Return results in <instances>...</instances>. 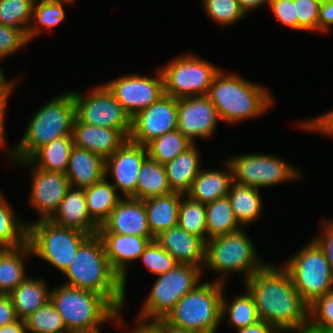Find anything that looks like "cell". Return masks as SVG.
<instances>
[{
	"instance_id": "6da1fadb",
	"label": "cell",
	"mask_w": 333,
	"mask_h": 333,
	"mask_svg": "<svg viewBox=\"0 0 333 333\" xmlns=\"http://www.w3.org/2000/svg\"><path fill=\"white\" fill-rule=\"evenodd\" d=\"M252 294L258 317L280 333H307L309 305L293 285L284 266L265 263L244 282Z\"/></svg>"
},
{
	"instance_id": "7a4b0ae2",
	"label": "cell",
	"mask_w": 333,
	"mask_h": 333,
	"mask_svg": "<svg viewBox=\"0 0 333 333\" xmlns=\"http://www.w3.org/2000/svg\"><path fill=\"white\" fill-rule=\"evenodd\" d=\"M63 284L103 295L117 310L123 309L126 294L122 279L112 269L102 239L90 236L79 248L66 271Z\"/></svg>"
},
{
	"instance_id": "3957f363",
	"label": "cell",
	"mask_w": 333,
	"mask_h": 333,
	"mask_svg": "<svg viewBox=\"0 0 333 333\" xmlns=\"http://www.w3.org/2000/svg\"><path fill=\"white\" fill-rule=\"evenodd\" d=\"M220 120L230 124L262 116L273 106V97L262 85L222 69L213 78L207 93Z\"/></svg>"
},
{
	"instance_id": "277c9868",
	"label": "cell",
	"mask_w": 333,
	"mask_h": 333,
	"mask_svg": "<svg viewBox=\"0 0 333 333\" xmlns=\"http://www.w3.org/2000/svg\"><path fill=\"white\" fill-rule=\"evenodd\" d=\"M37 110L17 145L7 151L12 162L28 160L39 148L52 140L72 136L76 117L72 92L57 95Z\"/></svg>"
},
{
	"instance_id": "5b68a950",
	"label": "cell",
	"mask_w": 333,
	"mask_h": 333,
	"mask_svg": "<svg viewBox=\"0 0 333 333\" xmlns=\"http://www.w3.org/2000/svg\"><path fill=\"white\" fill-rule=\"evenodd\" d=\"M50 301L61 315L69 333L100 330L99 325L107 321L122 327L121 309L117 310L98 293L62 284L51 289Z\"/></svg>"
},
{
	"instance_id": "8992f818",
	"label": "cell",
	"mask_w": 333,
	"mask_h": 333,
	"mask_svg": "<svg viewBox=\"0 0 333 333\" xmlns=\"http://www.w3.org/2000/svg\"><path fill=\"white\" fill-rule=\"evenodd\" d=\"M225 283L216 280L199 284L185 294L163 321L180 330L216 333L221 321V301Z\"/></svg>"
},
{
	"instance_id": "52a82bcc",
	"label": "cell",
	"mask_w": 333,
	"mask_h": 333,
	"mask_svg": "<svg viewBox=\"0 0 333 333\" xmlns=\"http://www.w3.org/2000/svg\"><path fill=\"white\" fill-rule=\"evenodd\" d=\"M265 263L257 256L245 227L236 232L210 238L205 242L203 271L208 268L212 272H219L220 277L216 280L218 282L226 284L227 276L231 272H241L245 282Z\"/></svg>"
},
{
	"instance_id": "ba28073f",
	"label": "cell",
	"mask_w": 333,
	"mask_h": 333,
	"mask_svg": "<svg viewBox=\"0 0 333 333\" xmlns=\"http://www.w3.org/2000/svg\"><path fill=\"white\" fill-rule=\"evenodd\" d=\"M90 237L81 231L63 227L50 219L27 222V242L32 254L64 273L78 251Z\"/></svg>"
},
{
	"instance_id": "9c48e42d",
	"label": "cell",
	"mask_w": 333,
	"mask_h": 333,
	"mask_svg": "<svg viewBox=\"0 0 333 333\" xmlns=\"http://www.w3.org/2000/svg\"><path fill=\"white\" fill-rule=\"evenodd\" d=\"M283 266L302 299L311 305L317 298L333 291V276L325 252L312 239L294 253Z\"/></svg>"
},
{
	"instance_id": "30bf717a",
	"label": "cell",
	"mask_w": 333,
	"mask_h": 333,
	"mask_svg": "<svg viewBox=\"0 0 333 333\" xmlns=\"http://www.w3.org/2000/svg\"><path fill=\"white\" fill-rule=\"evenodd\" d=\"M201 274V268L179 263L167 273L157 275L138 318L163 320L185 294L200 284Z\"/></svg>"
},
{
	"instance_id": "8fae6325",
	"label": "cell",
	"mask_w": 333,
	"mask_h": 333,
	"mask_svg": "<svg viewBox=\"0 0 333 333\" xmlns=\"http://www.w3.org/2000/svg\"><path fill=\"white\" fill-rule=\"evenodd\" d=\"M219 66L191 53L161 66L164 94L174 98L207 95Z\"/></svg>"
},
{
	"instance_id": "7c38bea8",
	"label": "cell",
	"mask_w": 333,
	"mask_h": 333,
	"mask_svg": "<svg viewBox=\"0 0 333 333\" xmlns=\"http://www.w3.org/2000/svg\"><path fill=\"white\" fill-rule=\"evenodd\" d=\"M232 167L235 183L258 189L299 180L300 170L286 160L267 154H243L227 159Z\"/></svg>"
},
{
	"instance_id": "4fadbf2b",
	"label": "cell",
	"mask_w": 333,
	"mask_h": 333,
	"mask_svg": "<svg viewBox=\"0 0 333 333\" xmlns=\"http://www.w3.org/2000/svg\"><path fill=\"white\" fill-rule=\"evenodd\" d=\"M87 95L71 91L75 102V116L80 122L122 131H131V117L104 85L92 87Z\"/></svg>"
},
{
	"instance_id": "5bb4252c",
	"label": "cell",
	"mask_w": 333,
	"mask_h": 333,
	"mask_svg": "<svg viewBox=\"0 0 333 333\" xmlns=\"http://www.w3.org/2000/svg\"><path fill=\"white\" fill-rule=\"evenodd\" d=\"M133 118L164 94V78L160 67L156 77L125 74L104 84Z\"/></svg>"
},
{
	"instance_id": "9a60e30c",
	"label": "cell",
	"mask_w": 333,
	"mask_h": 333,
	"mask_svg": "<svg viewBox=\"0 0 333 333\" xmlns=\"http://www.w3.org/2000/svg\"><path fill=\"white\" fill-rule=\"evenodd\" d=\"M177 124V98L163 94L157 101L131 118L128 140L145 146L151 140L177 130Z\"/></svg>"
},
{
	"instance_id": "2e32d148",
	"label": "cell",
	"mask_w": 333,
	"mask_h": 333,
	"mask_svg": "<svg viewBox=\"0 0 333 333\" xmlns=\"http://www.w3.org/2000/svg\"><path fill=\"white\" fill-rule=\"evenodd\" d=\"M177 130L194 144L195 138L209 139L215 132L218 112L207 95L177 99Z\"/></svg>"
},
{
	"instance_id": "e0dca14e",
	"label": "cell",
	"mask_w": 333,
	"mask_h": 333,
	"mask_svg": "<svg viewBox=\"0 0 333 333\" xmlns=\"http://www.w3.org/2000/svg\"><path fill=\"white\" fill-rule=\"evenodd\" d=\"M17 163L27 168L31 166L32 188L29 203L40 215V220L50 219L70 187L67 175L35 167L29 160Z\"/></svg>"
},
{
	"instance_id": "ac0fdd59",
	"label": "cell",
	"mask_w": 333,
	"mask_h": 333,
	"mask_svg": "<svg viewBox=\"0 0 333 333\" xmlns=\"http://www.w3.org/2000/svg\"><path fill=\"white\" fill-rule=\"evenodd\" d=\"M148 157L146 146L127 140L117 151L105 160V175H111L116 190L123 198L136 199L137 178L141 165Z\"/></svg>"
},
{
	"instance_id": "d6986e66",
	"label": "cell",
	"mask_w": 333,
	"mask_h": 333,
	"mask_svg": "<svg viewBox=\"0 0 333 333\" xmlns=\"http://www.w3.org/2000/svg\"><path fill=\"white\" fill-rule=\"evenodd\" d=\"M98 233L153 237L144 201L130 197L122 198L108 219L98 228Z\"/></svg>"
},
{
	"instance_id": "ffe728a7",
	"label": "cell",
	"mask_w": 333,
	"mask_h": 333,
	"mask_svg": "<svg viewBox=\"0 0 333 333\" xmlns=\"http://www.w3.org/2000/svg\"><path fill=\"white\" fill-rule=\"evenodd\" d=\"M97 235L102 239L105 253L112 269L122 279V287L126 294L127 270H129L127 267L133 261L139 260L144 248L155 238L120 235L117 233H97Z\"/></svg>"
},
{
	"instance_id": "44dd1931",
	"label": "cell",
	"mask_w": 333,
	"mask_h": 333,
	"mask_svg": "<svg viewBox=\"0 0 333 333\" xmlns=\"http://www.w3.org/2000/svg\"><path fill=\"white\" fill-rule=\"evenodd\" d=\"M72 136L75 146L89 150L105 160L128 140L120 130L89 125L80 122L76 117Z\"/></svg>"
},
{
	"instance_id": "7402d4cb",
	"label": "cell",
	"mask_w": 333,
	"mask_h": 333,
	"mask_svg": "<svg viewBox=\"0 0 333 333\" xmlns=\"http://www.w3.org/2000/svg\"><path fill=\"white\" fill-rule=\"evenodd\" d=\"M155 241L178 263L190 264L203 269L205 242L198 236L187 233L179 226L161 232Z\"/></svg>"
},
{
	"instance_id": "603a6c76",
	"label": "cell",
	"mask_w": 333,
	"mask_h": 333,
	"mask_svg": "<svg viewBox=\"0 0 333 333\" xmlns=\"http://www.w3.org/2000/svg\"><path fill=\"white\" fill-rule=\"evenodd\" d=\"M50 220L57 225L75 229L90 236L98 233L99 226L88 214L84 188L75 189L70 186Z\"/></svg>"
},
{
	"instance_id": "cb8c5ba5",
	"label": "cell",
	"mask_w": 333,
	"mask_h": 333,
	"mask_svg": "<svg viewBox=\"0 0 333 333\" xmlns=\"http://www.w3.org/2000/svg\"><path fill=\"white\" fill-rule=\"evenodd\" d=\"M65 174L71 187L85 189L106 177L105 159L89 150L74 145Z\"/></svg>"
},
{
	"instance_id": "d4e9b609",
	"label": "cell",
	"mask_w": 333,
	"mask_h": 333,
	"mask_svg": "<svg viewBox=\"0 0 333 333\" xmlns=\"http://www.w3.org/2000/svg\"><path fill=\"white\" fill-rule=\"evenodd\" d=\"M226 161V170L201 169L186 195L202 204L226 197L233 182L232 167L227 159Z\"/></svg>"
},
{
	"instance_id": "484cf974",
	"label": "cell",
	"mask_w": 333,
	"mask_h": 333,
	"mask_svg": "<svg viewBox=\"0 0 333 333\" xmlns=\"http://www.w3.org/2000/svg\"><path fill=\"white\" fill-rule=\"evenodd\" d=\"M198 150L194 143L164 165L172 192L186 195L190 191L194 179L202 169Z\"/></svg>"
},
{
	"instance_id": "4316f807",
	"label": "cell",
	"mask_w": 333,
	"mask_h": 333,
	"mask_svg": "<svg viewBox=\"0 0 333 333\" xmlns=\"http://www.w3.org/2000/svg\"><path fill=\"white\" fill-rule=\"evenodd\" d=\"M183 194L172 192L144 199L148 225L155 238L161 232L178 226L180 201Z\"/></svg>"
},
{
	"instance_id": "83f0119b",
	"label": "cell",
	"mask_w": 333,
	"mask_h": 333,
	"mask_svg": "<svg viewBox=\"0 0 333 333\" xmlns=\"http://www.w3.org/2000/svg\"><path fill=\"white\" fill-rule=\"evenodd\" d=\"M43 278L27 277L9 295L17 318L25 319L50 301V291Z\"/></svg>"
},
{
	"instance_id": "f1b7e54d",
	"label": "cell",
	"mask_w": 333,
	"mask_h": 333,
	"mask_svg": "<svg viewBox=\"0 0 333 333\" xmlns=\"http://www.w3.org/2000/svg\"><path fill=\"white\" fill-rule=\"evenodd\" d=\"M32 254L28 242L12 249H0V294L9 295L28 276L24 257Z\"/></svg>"
},
{
	"instance_id": "f546056e",
	"label": "cell",
	"mask_w": 333,
	"mask_h": 333,
	"mask_svg": "<svg viewBox=\"0 0 333 333\" xmlns=\"http://www.w3.org/2000/svg\"><path fill=\"white\" fill-rule=\"evenodd\" d=\"M259 191L256 187L241 185L234 181L231 183L227 197L234 217L242 227L261 217L263 200Z\"/></svg>"
},
{
	"instance_id": "4dcf8cb0",
	"label": "cell",
	"mask_w": 333,
	"mask_h": 333,
	"mask_svg": "<svg viewBox=\"0 0 333 333\" xmlns=\"http://www.w3.org/2000/svg\"><path fill=\"white\" fill-rule=\"evenodd\" d=\"M84 193L88 214L99 227L108 219L112 210L123 198L108 181V177L85 188Z\"/></svg>"
},
{
	"instance_id": "1f68e13d",
	"label": "cell",
	"mask_w": 333,
	"mask_h": 333,
	"mask_svg": "<svg viewBox=\"0 0 333 333\" xmlns=\"http://www.w3.org/2000/svg\"><path fill=\"white\" fill-rule=\"evenodd\" d=\"M73 146V136L59 137L39 148L28 160L35 167L65 174Z\"/></svg>"
},
{
	"instance_id": "d6a6232c",
	"label": "cell",
	"mask_w": 333,
	"mask_h": 333,
	"mask_svg": "<svg viewBox=\"0 0 333 333\" xmlns=\"http://www.w3.org/2000/svg\"><path fill=\"white\" fill-rule=\"evenodd\" d=\"M172 193L165 166L147 157L137 178L136 199L144 200Z\"/></svg>"
},
{
	"instance_id": "836d02e7",
	"label": "cell",
	"mask_w": 333,
	"mask_h": 333,
	"mask_svg": "<svg viewBox=\"0 0 333 333\" xmlns=\"http://www.w3.org/2000/svg\"><path fill=\"white\" fill-rule=\"evenodd\" d=\"M224 292L221 301V321L223 317L228 315V324H230L235 330H239L244 327H248L257 323L260 319L258 317L257 308L254 298L250 291L246 288V291L233 298L230 305L228 300L224 297ZM227 313V314H226Z\"/></svg>"
},
{
	"instance_id": "e575fe53",
	"label": "cell",
	"mask_w": 333,
	"mask_h": 333,
	"mask_svg": "<svg viewBox=\"0 0 333 333\" xmlns=\"http://www.w3.org/2000/svg\"><path fill=\"white\" fill-rule=\"evenodd\" d=\"M207 240L236 232L242 228L234 217L229 198L223 197L206 204Z\"/></svg>"
},
{
	"instance_id": "d590c367",
	"label": "cell",
	"mask_w": 333,
	"mask_h": 333,
	"mask_svg": "<svg viewBox=\"0 0 333 333\" xmlns=\"http://www.w3.org/2000/svg\"><path fill=\"white\" fill-rule=\"evenodd\" d=\"M27 242V223L19 220L0 191V249H12Z\"/></svg>"
},
{
	"instance_id": "8d00e7d4",
	"label": "cell",
	"mask_w": 333,
	"mask_h": 333,
	"mask_svg": "<svg viewBox=\"0 0 333 333\" xmlns=\"http://www.w3.org/2000/svg\"><path fill=\"white\" fill-rule=\"evenodd\" d=\"M192 144L178 130H173L151 140L145 146L149 158L165 165L177 155L183 153Z\"/></svg>"
},
{
	"instance_id": "74e56055",
	"label": "cell",
	"mask_w": 333,
	"mask_h": 333,
	"mask_svg": "<svg viewBox=\"0 0 333 333\" xmlns=\"http://www.w3.org/2000/svg\"><path fill=\"white\" fill-rule=\"evenodd\" d=\"M63 3L50 0H35L32 21L27 33L29 41L39 36V33L56 27L64 22L66 13ZM43 30V31H42Z\"/></svg>"
},
{
	"instance_id": "f35d334b",
	"label": "cell",
	"mask_w": 333,
	"mask_h": 333,
	"mask_svg": "<svg viewBox=\"0 0 333 333\" xmlns=\"http://www.w3.org/2000/svg\"><path fill=\"white\" fill-rule=\"evenodd\" d=\"M178 226L187 233L207 241L206 204L183 195L180 201Z\"/></svg>"
},
{
	"instance_id": "ab89813d",
	"label": "cell",
	"mask_w": 333,
	"mask_h": 333,
	"mask_svg": "<svg viewBox=\"0 0 333 333\" xmlns=\"http://www.w3.org/2000/svg\"><path fill=\"white\" fill-rule=\"evenodd\" d=\"M34 3L35 0H0V24L16 27L27 35Z\"/></svg>"
},
{
	"instance_id": "60d3db41",
	"label": "cell",
	"mask_w": 333,
	"mask_h": 333,
	"mask_svg": "<svg viewBox=\"0 0 333 333\" xmlns=\"http://www.w3.org/2000/svg\"><path fill=\"white\" fill-rule=\"evenodd\" d=\"M28 333H69L51 301L24 319Z\"/></svg>"
},
{
	"instance_id": "b9f144b4",
	"label": "cell",
	"mask_w": 333,
	"mask_h": 333,
	"mask_svg": "<svg viewBox=\"0 0 333 333\" xmlns=\"http://www.w3.org/2000/svg\"><path fill=\"white\" fill-rule=\"evenodd\" d=\"M204 11L217 23L232 26L246 14L237 0H201Z\"/></svg>"
},
{
	"instance_id": "7bdbcfd3",
	"label": "cell",
	"mask_w": 333,
	"mask_h": 333,
	"mask_svg": "<svg viewBox=\"0 0 333 333\" xmlns=\"http://www.w3.org/2000/svg\"><path fill=\"white\" fill-rule=\"evenodd\" d=\"M333 328V291L309 305L307 333H319Z\"/></svg>"
},
{
	"instance_id": "ee69618b",
	"label": "cell",
	"mask_w": 333,
	"mask_h": 333,
	"mask_svg": "<svg viewBox=\"0 0 333 333\" xmlns=\"http://www.w3.org/2000/svg\"><path fill=\"white\" fill-rule=\"evenodd\" d=\"M139 260H142L148 270L156 275L167 273L179 264L176 259L165 251L155 240L147 244Z\"/></svg>"
},
{
	"instance_id": "f6af8a7d",
	"label": "cell",
	"mask_w": 333,
	"mask_h": 333,
	"mask_svg": "<svg viewBox=\"0 0 333 333\" xmlns=\"http://www.w3.org/2000/svg\"><path fill=\"white\" fill-rule=\"evenodd\" d=\"M299 31L318 32L320 4L313 0H294Z\"/></svg>"
},
{
	"instance_id": "bcb514c9",
	"label": "cell",
	"mask_w": 333,
	"mask_h": 333,
	"mask_svg": "<svg viewBox=\"0 0 333 333\" xmlns=\"http://www.w3.org/2000/svg\"><path fill=\"white\" fill-rule=\"evenodd\" d=\"M28 42L29 39L22 30L0 24V60L14 54Z\"/></svg>"
},
{
	"instance_id": "7dc6e473",
	"label": "cell",
	"mask_w": 333,
	"mask_h": 333,
	"mask_svg": "<svg viewBox=\"0 0 333 333\" xmlns=\"http://www.w3.org/2000/svg\"><path fill=\"white\" fill-rule=\"evenodd\" d=\"M269 9L281 24L292 30H298L294 0H271Z\"/></svg>"
},
{
	"instance_id": "c3c4849f",
	"label": "cell",
	"mask_w": 333,
	"mask_h": 333,
	"mask_svg": "<svg viewBox=\"0 0 333 333\" xmlns=\"http://www.w3.org/2000/svg\"><path fill=\"white\" fill-rule=\"evenodd\" d=\"M302 128H305L304 130L309 131H316L319 133H323L326 135H329L330 137L333 136V109L329 110L328 112L319 115L316 118L301 121Z\"/></svg>"
},
{
	"instance_id": "681fc988",
	"label": "cell",
	"mask_w": 333,
	"mask_h": 333,
	"mask_svg": "<svg viewBox=\"0 0 333 333\" xmlns=\"http://www.w3.org/2000/svg\"><path fill=\"white\" fill-rule=\"evenodd\" d=\"M322 227L320 235H317L314 240L325 252L333 276V220H326Z\"/></svg>"
},
{
	"instance_id": "f907efd6",
	"label": "cell",
	"mask_w": 333,
	"mask_h": 333,
	"mask_svg": "<svg viewBox=\"0 0 333 333\" xmlns=\"http://www.w3.org/2000/svg\"><path fill=\"white\" fill-rule=\"evenodd\" d=\"M17 319L10 295L0 294V327L10 324Z\"/></svg>"
},
{
	"instance_id": "816d5d0a",
	"label": "cell",
	"mask_w": 333,
	"mask_h": 333,
	"mask_svg": "<svg viewBox=\"0 0 333 333\" xmlns=\"http://www.w3.org/2000/svg\"><path fill=\"white\" fill-rule=\"evenodd\" d=\"M333 25V0H326L320 5L318 32H328Z\"/></svg>"
},
{
	"instance_id": "f5cc1de1",
	"label": "cell",
	"mask_w": 333,
	"mask_h": 333,
	"mask_svg": "<svg viewBox=\"0 0 333 333\" xmlns=\"http://www.w3.org/2000/svg\"><path fill=\"white\" fill-rule=\"evenodd\" d=\"M14 87H1L0 88V147L4 149L6 146L5 134V111L7 108L8 97L11 95Z\"/></svg>"
},
{
	"instance_id": "db71d44e",
	"label": "cell",
	"mask_w": 333,
	"mask_h": 333,
	"mask_svg": "<svg viewBox=\"0 0 333 333\" xmlns=\"http://www.w3.org/2000/svg\"><path fill=\"white\" fill-rule=\"evenodd\" d=\"M137 319V325L129 333H163V327L157 320Z\"/></svg>"
},
{
	"instance_id": "11a10c76",
	"label": "cell",
	"mask_w": 333,
	"mask_h": 333,
	"mask_svg": "<svg viewBox=\"0 0 333 333\" xmlns=\"http://www.w3.org/2000/svg\"><path fill=\"white\" fill-rule=\"evenodd\" d=\"M238 333H280L271 324L259 320L257 323L250 325L248 327L241 328L237 331Z\"/></svg>"
},
{
	"instance_id": "9f6ffc18",
	"label": "cell",
	"mask_w": 333,
	"mask_h": 333,
	"mask_svg": "<svg viewBox=\"0 0 333 333\" xmlns=\"http://www.w3.org/2000/svg\"><path fill=\"white\" fill-rule=\"evenodd\" d=\"M0 333H28L24 319H17L14 322L0 327Z\"/></svg>"
},
{
	"instance_id": "6f0895ef",
	"label": "cell",
	"mask_w": 333,
	"mask_h": 333,
	"mask_svg": "<svg viewBox=\"0 0 333 333\" xmlns=\"http://www.w3.org/2000/svg\"><path fill=\"white\" fill-rule=\"evenodd\" d=\"M242 8V10L247 13L251 10L257 9L262 5H268L269 7L270 1L271 0H237Z\"/></svg>"
},
{
	"instance_id": "680465c9",
	"label": "cell",
	"mask_w": 333,
	"mask_h": 333,
	"mask_svg": "<svg viewBox=\"0 0 333 333\" xmlns=\"http://www.w3.org/2000/svg\"><path fill=\"white\" fill-rule=\"evenodd\" d=\"M163 327V333H196L189 330H180L166 324L163 320H157Z\"/></svg>"
},
{
	"instance_id": "91938a15",
	"label": "cell",
	"mask_w": 333,
	"mask_h": 333,
	"mask_svg": "<svg viewBox=\"0 0 333 333\" xmlns=\"http://www.w3.org/2000/svg\"><path fill=\"white\" fill-rule=\"evenodd\" d=\"M16 82H17L16 80H11V82H9V80L6 79V75L1 70V67H0V88L1 87H15Z\"/></svg>"
},
{
	"instance_id": "94428289",
	"label": "cell",
	"mask_w": 333,
	"mask_h": 333,
	"mask_svg": "<svg viewBox=\"0 0 333 333\" xmlns=\"http://www.w3.org/2000/svg\"><path fill=\"white\" fill-rule=\"evenodd\" d=\"M53 2H59V3H63V4H70L71 2L73 3L74 0H50Z\"/></svg>"
},
{
	"instance_id": "6125c7cd",
	"label": "cell",
	"mask_w": 333,
	"mask_h": 333,
	"mask_svg": "<svg viewBox=\"0 0 333 333\" xmlns=\"http://www.w3.org/2000/svg\"><path fill=\"white\" fill-rule=\"evenodd\" d=\"M80 333H101V330L91 331V332H80Z\"/></svg>"
},
{
	"instance_id": "be15d7a7",
	"label": "cell",
	"mask_w": 333,
	"mask_h": 333,
	"mask_svg": "<svg viewBox=\"0 0 333 333\" xmlns=\"http://www.w3.org/2000/svg\"><path fill=\"white\" fill-rule=\"evenodd\" d=\"M313 1H315V2H317V3H319L321 5L326 0H313Z\"/></svg>"
}]
</instances>
